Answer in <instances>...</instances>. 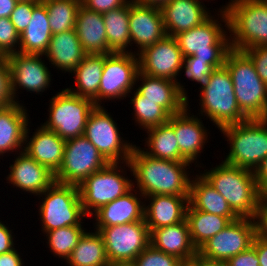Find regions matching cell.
Masks as SVG:
<instances>
[{"label": "cell", "instance_id": "51", "mask_svg": "<svg viewBox=\"0 0 267 266\" xmlns=\"http://www.w3.org/2000/svg\"><path fill=\"white\" fill-rule=\"evenodd\" d=\"M259 191L263 194L267 190V156L254 171Z\"/></svg>", "mask_w": 267, "mask_h": 266}, {"label": "cell", "instance_id": "50", "mask_svg": "<svg viewBox=\"0 0 267 266\" xmlns=\"http://www.w3.org/2000/svg\"><path fill=\"white\" fill-rule=\"evenodd\" d=\"M21 251L18 252L16 248L13 250L0 254V266H25Z\"/></svg>", "mask_w": 267, "mask_h": 266}, {"label": "cell", "instance_id": "25", "mask_svg": "<svg viewBox=\"0 0 267 266\" xmlns=\"http://www.w3.org/2000/svg\"><path fill=\"white\" fill-rule=\"evenodd\" d=\"M151 245L180 259L184 264L197 259V249L192 244L187 220L154 229L150 233Z\"/></svg>", "mask_w": 267, "mask_h": 266}, {"label": "cell", "instance_id": "32", "mask_svg": "<svg viewBox=\"0 0 267 266\" xmlns=\"http://www.w3.org/2000/svg\"><path fill=\"white\" fill-rule=\"evenodd\" d=\"M189 204L194 209L206 213L224 217H238L225 198L198 173L191 178Z\"/></svg>", "mask_w": 267, "mask_h": 266}, {"label": "cell", "instance_id": "28", "mask_svg": "<svg viewBox=\"0 0 267 266\" xmlns=\"http://www.w3.org/2000/svg\"><path fill=\"white\" fill-rule=\"evenodd\" d=\"M86 53L78 39L75 29L52 34L47 51L43 57L49 65L62 73H70L80 64ZM64 71V72H63Z\"/></svg>", "mask_w": 267, "mask_h": 266}, {"label": "cell", "instance_id": "2", "mask_svg": "<svg viewBox=\"0 0 267 266\" xmlns=\"http://www.w3.org/2000/svg\"><path fill=\"white\" fill-rule=\"evenodd\" d=\"M210 170L199 172L228 202L239 218L253 219L262 194L258 189L254 171L220 161Z\"/></svg>", "mask_w": 267, "mask_h": 266}, {"label": "cell", "instance_id": "30", "mask_svg": "<svg viewBox=\"0 0 267 266\" xmlns=\"http://www.w3.org/2000/svg\"><path fill=\"white\" fill-rule=\"evenodd\" d=\"M105 54H86L80 64L70 73L74 75L76 88L65 89L77 96L89 98L98 106V89L102 78Z\"/></svg>", "mask_w": 267, "mask_h": 266}, {"label": "cell", "instance_id": "13", "mask_svg": "<svg viewBox=\"0 0 267 266\" xmlns=\"http://www.w3.org/2000/svg\"><path fill=\"white\" fill-rule=\"evenodd\" d=\"M109 162L84 136L66 140L61 167L54 174L58 183L80 186L91 174L106 167Z\"/></svg>", "mask_w": 267, "mask_h": 266}, {"label": "cell", "instance_id": "38", "mask_svg": "<svg viewBox=\"0 0 267 266\" xmlns=\"http://www.w3.org/2000/svg\"><path fill=\"white\" fill-rule=\"evenodd\" d=\"M47 9L52 34L75 29L81 0H42Z\"/></svg>", "mask_w": 267, "mask_h": 266}, {"label": "cell", "instance_id": "6", "mask_svg": "<svg viewBox=\"0 0 267 266\" xmlns=\"http://www.w3.org/2000/svg\"><path fill=\"white\" fill-rule=\"evenodd\" d=\"M224 66L229 71L240 110L249 118H267V85L259 77L250 57L231 48Z\"/></svg>", "mask_w": 267, "mask_h": 266}, {"label": "cell", "instance_id": "19", "mask_svg": "<svg viewBox=\"0 0 267 266\" xmlns=\"http://www.w3.org/2000/svg\"><path fill=\"white\" fill-rule=\"evenodd\" d=\"M129 30L131 47L138 55L166 36L160 7L141 5L129 1Z\"/></svg>", "mask_w": 267, "mask_h": 266}, {"label": "cell", "instance_id": "33", "mask_svg": "<svg viewBox=\"0 0 267 266\" xmlns=\"http://www.w3.org/2000/svg\"><path fill=\"white\" fill-rule=\"evenodd\" d=\"M145 133L144 148L140 147L145 154L155 159L188 162L180 154L174 129L168 123L151 127Z\"/></svg>", "mask_w": 267, "mask_h": 266}, {"label": "cell", "instance_id": "12", "mask_svg": "<svg viewBox=\"0 0 267 266\" xmlns=\"http://www.w3.org/2000/svg\"><path fill=\"white\" fill-rule=\"evenodd\" d=\"M104 106H95L89 114L84 136L109 163L129 161L136 144L124 140L112 114Z\"/></svg>", "mask_w": 267, "mask_h": 266}, {"label": "cell", "instance_id": "60", "mask_svg": "<svg viewBox=\"0 0 267 266\" xmlns=\"http://www.w3.org/2000/svg\"><path fill=\"white\" fill-rule=\"evenodd\" d=\"M197 1L204 3V2H203L204 0H197ZM206 1H207V0H206ZM211 1H213V0H211Z\"/></svg>", "mask_w": 267, "mask_h": 266}, {"label": "cell", "instance_id": "5", "mask_svg": "<svg viewBox=\"0 0 267 266\" xmlns=\"http://www.w3.org/2000/svg\"><path fill=\"white\" fill-rule=\"evenodd\" d=\"M217 11L227 13L230 47L246 50L267 45V0H229Z\"/></svg>", "mask_w": 267, "mask_h": 266}, {"label": "cell", "instance_id": "3", "mask_svg": "<svg viewBox=\"0 0 267 266\" xmlns=\"http://www.w3.org/2000/svg\"><path fill=\"white\" fill-rule=\"evenodd\" d=\"M214 14L218 16L211 15L201 25L183 31L174 38L184 58L206 61L214 69H218L224 66L226 55L231 47L227 13Z\"/></svg>", "mask_w": 267, "mask_h": 266}, {"label": "cell", "instance_id": "57", "mask_svg": "<svg viewBox=\"0 0 267 266\" xmlns=\"http://www.w3.org/2000/svg\"><path fill=\"white\" fill-rule=\"evenodd\" d=\"M17 2H23V1H33V2H41L42 0H16Z\"/></svg>", "mask_w": 267, "mask_h": 266}, {"label": "cell", "instance_id": "27", "mask_svg": "<svg viewBox=\"0 0 267 266\" xmlns=\"http://www.w3.org/2000/svg\"><path fill=\"white\" fill-rule=\"evenodd\" d=\"M135 89L142 95V100L156 102L170 115L187 106V98L177 89L176 82L167 78L151 77L139 71Z\"/></svg>", "mask_w": 267, "mask_h": 266}, {"label": "cell", "instance_id": "58", "mask_svg": "<svg viewBox=\"0 0 267 266\" xmlns=\"http://www.w3.org/2000/svg\"><path fill=\"white\" fill-rule=\"evenodd\" d=\"M262 198L267 201V190L262 194Z\"/></svg>", "mask_w": 267, "mask_h": 266}, {"label": "cell", "instance_id": "22", "mask_svg": "<svg viewBox=\"0 0 267 266\" xmlns=\"http://www.w3.org/2000/svg\"><path fill=\"white\" fill-rule=\"evenodd\" d=\"M144 196L136 189L132 188L123 196L101 206L95 211L93 227H110L122 225L130 222L145 221V201Z\"/></svg>", "mask_w": 267, "mask_h": 266}, {"label": "cell", "instance_id": "1", "mask_svg": "<svg viewBox=\"0 0 267 266\" xmlns=\"http://www.w3.org/2000/svg\"><path fill=\"white\" fill-rule=\"evenodd\" d=\"M133 187L144 197L150 195L189 196L190 162L155 159L135 145L129 158ZM135 180V181H134ZM136 183V184H135ZM137 185V186H136ZM136 186V187H135Z\"/></svg>", "mask_w": 267, "mask_h": 266}, {"label": "cell", "instance_id": "24", "mask_svg": "<svg viewBox=\"0 0 267 266\" xmlns=\"http://www.w3.org/2000/svg\"><path fill=\"white\" fill-rule=\"evenodd\" d=\"M29 119L28 110L22 102L0 108V159L5 154L23 152Z\"/></svg>", "mask_w": 267, "mask_h": 266}, {"label": "cell", "instance_id": "11", "mask_svg": "<svg viewBox=\"0 0 267 266\" xmlns=\"http://www.w3.org/2000/svg\"><path fill=\"white\" fill-rule=\"evenodd\" d=\"M94 229L103 238L111 266H129L151 243L150 230L145 221Z\"/></svg>", "mask_w": 267, "mask_h": 266}, {"label": "cell", "instance_id": "31", "mask_svg": "<svg viewBox=\"0 0 267 266\" xmlns=\"http://www.w3.org/2000/svg\"><path fill=\"white\" fill-rule=\"evenodd\" d=\"M52 37L46 6L39 2L32 12V19L20 34L19 53L42 54L47 51Z\"/></svg>", "mask_w": 267, "mask_h": 266}, {"label": "cell", "instance_id": "44", "mask_svg": "<svg viewBox=\"0 0 267 266\" xmlns=\"http://www.w3.org/2000/svg\"><path fill=\"white\" fill-rule=\"evenodd\" d=\"M14 102V96L11 90L10 67L6 59L0 61V108Z\"/></svg>", "mask_w": 267, "mask_h": 266}, {"label": "cell", "instance_id": "35", "mask_svg": "<svg viewBox=\"0 0 267 266\" xmlns=\"http://www.w3.org/2000/svg\"><path fill=\"white\" fill-rule=\"evenodd\" d=\"M88 230L79 239L77 246L66 259L69 266H111L105 244L98 231Z\"/></svg>", "mask_w": 267, "mask_h": 266}, {"label": "cell", "instance_id": "53", "mask_svg": "<svg viewBox=\"0 0 267 266\" xmlns=\"http://www.w3.org/2000/svg\"><path fill=\"white\" fill-rule=\"evenodd\" d=\"M16 4V0H0V18H9Z\"/></svg>", "mask_w": 267, "mask_h": 266}, {"label": "cell", "instance_id": "34", "mask_svg": "<svg viewBox=\"0 0 267 266\" xmlns=\"http://www.w3.org/2000/svg\"><path fill=\"white\" fill-rule=\"evenodd\" d=\"M239 217H224L194 209L190 204L186 211V220L192 244L198 250L211 237L227 227Z\"/></svg>", "mask_w": 267, "mask_h": 266}, {"label": "cell", "instance_id": "40", "mask_svg": "<svg viewBox=\"0 0 267 266\" xmlns=\"http://www.w3.org/2000/svg\"><path fill=\"white\" fill-rule=\"evenodd\" d=\"M184 263L163 251L155 249L151 244L142 251L129 266H183Z\"/></svg>", "mask_w": 267, "mask_h": 266}, {"label": "cell", "instance_id": "43", "mask_svg": "<svg viewBox=\"0 0 267 266\" xmlns=\"http://www.w3.org/2000/svg\"><path fill=\"white\" fill-rule=\"evenodd\" d=\"M38 3L39 2H33V1L17 2L14 10L10 14L9 19L15 26V29L19 33V35L29 25L30 20L32 19L33 8Z\"/></svg>", "mask_w": 267, "mask_h": 266}, {"label": "cell", "instance_id": "9", "mask_svg": "<svg viewBox=\"0 0 267 266\" xmlns=\"http://www.w3.org/2000/svg\"><path fill=\"white\" fill-rule=\"evenodd\" d=\"M127 167L131 168L129 161L109 163L80 184L81 203L87 216L91 217L101 206L123 196L133 188V180L127 176Z\"/></svg>", "mask_w": 267, "mask_h": 266}, {"label": "cell", "instance_id": "15", "mask_svg": "<svg viewBox=\"0 0 267 266\" xmlns=\"http://www.w3.org/2000/svg\"><path fill=\"white\" fill-rule=\"evenodd\" d=\"M255 236L253 219L238 218L204 243L197 250V258L226 262L240 252L249 249Z\"/></svg>", "mask_w": 267, "mask_h": 266}, {"label": "cell", "instance_id": "41", "mask_svg": "<svg viewBox=\"0 0 267 266\" xmlns=\"http://www.w3.org/2000/svg\"><path fill=\"white\" fill-rule=\"evenodd\" d=\"M20 35L8 17L0 18V49L7 56L19 51Z\"/></svg>", "mask_w": 267, "mask_h": 266}, {"label": "cell", "instance_id": "29", "mask_svg": "<svg viewBox=\"0 0 267 266\" xmlns=\"http://www.w3.org/2000/svg\"><path fill=\"white\" fill-rule=\"evenodd\" d=\"M75 30L86 54H111L102 13L79 7Z\"/></svg>", "mask_w": 267, "mask_h": 266}, {"label": "cell", "instance_id": "47", "mask_svg": "<svg viewBox=\"0 0 267 266\" xmlns=\"http://www.w3.org/2000/svg\"><path fill=\"white\" fill-rule=\"evenodd\" d=\"M257 238L267 241V201L260 199L253 217Z\"/></svg>", "mask_w": 267, "mask_h": 266}, {"label": "cell", "instance_id": "8", "mask_svg": "<svg viewBox=\"0 0 267 266\" xmlns=\"http://www.w3.org/2000/svg\"><path fill=\"white\" fill-rule=\"evenodd\" d=\"M39 201V221L41 231L45 232L73 225H80L88 217L82 207L79 187L53 182L37 196Z\"/></svg>", "mask_w": 267, "mask_h": 266}, {"label": "cell", "instance_id": "36", "mask_svg": "<svg viewBox=\"0 0 267 266\" xmlns=\"http://www.w3.org/2000/svg\"><path fill=\"white\" fill-rule=\"evenodd\" d=\"M108 48L115 53H133L129 30V2L103 13Z\"/></svg>", "mask_w": 267, "mask_h": 266}, {"label": "cell", "instance_id": "21", "mask_svg": "<svg viewBox=\"0 0 267 266\" xmlns=\"http://www.w3.org/2000/svg\"><path fill=\"white\" fill-rule=\"evenodd\" d=\"M30 124L31 121L26 128L23 151L55 174L62 165L66 140L55 131L46 129L42 124L32 133L29 129ZM31 133L32 135L29 136Z\"/></svg>", "mask_w": 267, "mask_h": 266}, {"label": "cell", "instance_id": "7", "mask_svg": "<svg viewBox=\"0 0 267 266\" xmlns=\"http://www.w3.org/2000/svg\"><path fill=\"white\" fill-rule=\"evenodd\" d=\"M219 131L229 145L225 163L255 171L267 156V118H251Z\"/></svg>", "mask_w": 267, "mask_h": 266}, {"label": "cell", "instance_id": "10", "mask_svg": "<svg viewBox=\"0 0 267 266\" xmlns=\"http://www.w3.org/2000/svg\"><path fill=\"white\" fill-rule=\"evenodd\" d=\"M49 101V117L41 124L65 140L82 136L89 114L96 106L94 101L74 95L65 88L57 91Z\"/></svg>", "mask_w": 267, "mask_h": 266}, {"label": "cell", "instance_id": "55", "mask_svg": "<svg viewBox=\"0 0 267 266\" xmlns=\"http://www.w3.org/2000/svg\"><path fill=\"white\" fill-rule=\"evenodd\" d=\"M193 263L196 266H228L226 262L207 261V260L199 259V258H197Z\"/></svg>", "mask_w": 267, "mask_h": 266}, {"label": "cell", "instance_id": "4", "mask_svg": "<svg viewBox=\"0 0 267 266\" xmlns=\"http://www.w3.org/2000/svg\"><path fill=\"white\" fill-rule=\"evenodd\" d=\"M198 89L197 115L209 118L218 130L249 119L238 106L232 78L225 66L215 69Z\"/></svg>", "mask_w": 267, "mask_h": 266}, {"label": "cell", "instance_id": "46", "mask_svg": "<svg viewBox=\"0 0 267 266\" xmlns=\"http://www.w3.org/2000/svg\"><path fill=\"white\" fill-rule=\"evenodd\" d=\"M129 1L130 0H81V5L88 10L103 14L125 6Z\"/></svg>", "mask_w": 267, "mask_h": 266}, {"label": "cell", "instance_id": "48", "mask_svg": "<svg viewBox=\"0 0 267 266\" xmlns=\"http://www.w3.org/2000/svg\"><path fill=\"white\" fill-rule=\"evenodd\" d=\"M226 263L228 266H259L256 249L253 246L228 259Z\"/></svg>", "mask_w": 267, "mask_h": 266}, {"label": "cell", "instance_id": "39", "mask_svg": "<svg viewBox=\"0 0 267 266\" xmlns=\"http://www.w3.org/2000/svg\"><path fill=\"white\" fill-rule=\"evenodd\" d=\"M82 222L80 225L66 226L44 233V237L50 252L54 257L65 260L75 249L79 239L87 231Z\"/></svg>", "mask_w": 267, "mask_h": 266}, {"label": "cell", "instance_id": "20", "mask_svg": "<svg viewBox=\"0 0 267 266\" xmlns=\"http://www.w3.org/2000/svg\"><path fill=\"white\" fill-rule=\"evenodd\" d=\"M14 156L13 164H9L10 172L5 177L7 183L12 184L11 188L15 187L24 194L29 193L37 197L55 182L54 173L46 166L37 163L24 151Z\"/></svg>", "mask_w": 267, "mask_h": 266}, {"label": "cell", "instance_id": "52", "mask_svg": "<svg viewBox=\"0 0 267 266\" xmlns=\"http://www.w3.org/2000/svg\"><path fill=\"white\" fill-rule=\"evenodd\" d=\"M252 246L256 249L259 266H267V241L255 236Z\"/></svg>", "mask_w": 267, "mask_h": 266}, {"label": "cell", "instance_id": "56", "mask_svg": "<svg viewBox=\"0 0 267 266\" xmlns=\"http://www.w3.org/2000/svg\"><path fill=\"white\" fill-rule=\"evenodd\" d=\"M7 59V56L0 49V61H4Z\"/></svg>", "mask_w": 267, "mask_h": 266}, {"label": "cell", "instance_id": "45", "mask_svg": "<svg viewBox=\"0 0 267 266\" xmlns=\"http://www.w3.org/2000/svg\"><path fill=\"white\" fill-rule=\"evenodd\" d=\"M253 62L261 80L267 85V45L243 50Z\"/></svg>", "mask_w": 267, "mask_h": 266}, {"label": "cell", "instance_id": "17", "mask_svg": "<svg viewBox=\"0 0 267 266\" xmlns=\"http://www.w3.org/2000/svg\"><path fill=\"white\" fill-rule=\"evenodd\" d=\"M42 57V54L19 52L7 55L11 75V90L16 103H20L19 89L42 96L44 91L52 87L51 71Z\"/></svg>", "mask_w": 267, "mask_h": 266}, {"label": "cell", "instance_id": "18", "mask_svg": "<svg viewBox=\"0 0 267 266\" xmlns=\"http://www.w3.org/2000/svg\"><path fill=\"white\" fill-rule=\"evenodd\" d=\"M189 104L187 102V106L181 112L171 115L167 123L174 129L180 154L191 164L195 162V168H205L203 163V166L201 165L199 157L205 151V143L209 142L210 132L204 126L202 117L191 114Z\"/></svg>", "mask_w": 267, "mask_h": 266}, {"label": "cell", "instance_id": "23", "mask_svg": "<svg viewBox=\"0 0 267 266\" xmlns=\"http://www.w3.org/2000/svg\"><path fill=\"white\" fill-rule=\"evenodd\" d=\"M197 0H170L160 9L167 36L175 35L201 25L211 15V10Z\"/></svg>", "mask_w": 267, "mask_h": 266}, {"label": "cell", "instance_id": "26", "mask_svg": "<svg viewBox=\"0 0 267 266\" xmlns=\"http://www.w3.org/2000/svg\"><path fill=\"white\" fill-rule=\"evenodd\" d=\"M144 201V219L150 233L154 229L186 220L189 196L150 195L144 197Z\"/></svg>", "mask_w": 267, "mask_h": 266}, {"label": "cell", "instance_id": "59", "mask_svg": "<svg viewBox=\"0 0 267 266\" xmlns=\"http://www.w3.org/2000/svg\"><path fill=\"white\" fill-rule=\"evenodd\" d=\"M183 266H196L194 263H187V264H184Z\"/></svg>", "mask_w": 267, "mask_h": 266}, {"label": "cell", "instance_id": "42", "mask_svg": "<svg viewBox=\"0 0 267 266\" xmlns=\"http://www.w3.org/2000/svg\"><path fill=\"white\" fill-rule=\"evenodd\" d=\"M183 70V71H182ZM215 69L206 61L202 60H189L187 57L184 58L183 65L180 68V75L184 72V75L190 81L200 84V86L205 83L208 77ZM182 71V73H181Z\"/></svg>", "mask_w": 267, "mask_h": 266}, {"label": "cell", "instance_id": "14", "mask_svg": "<svg viewBox=\"0 0 267 266\" xmlns=\"http://www.w3.org/2000/svg\"><path fill=\"white\" fill-rule=\"evenodd\" d=\"M139 57L134 53L105 54L102 78L98 89V106L103 102L126 99L134 90L139 73ZM105 100V101H104ZM103 101V102H102Z\"/></svg>", "mask_w": 267, "mask_h": 266}, {"label": "cell", "instance_id": "49", "mask_svg": "<svg viewBox=\"0 0 267 266\" xmlns=\"http://www.w3.org/2000/svg\"><path fill=\"white\" fill-rule=\"evenodd\" d=\"M7 224H5V221L2 222L0 220V254L9 252L17 247L15 245H17L16 242L18 240L15 241L14 239L16 235L13 233V229H10Z\"/></svg>", "mask_w": 267, "mask_h": 266}, {"label": "cell", "instance_id": "54", "mask_svg": "<svg viewBox=\"0 0 267 266\" xmlns=\"http://www.w3.org/2000/svg\"><path fill=\"white\" fill-rule=\"evenodd\" d=\"M130 1L141 5L161 7L163 4L168 3L170 0H130Z\"/></svg>", "mask_w": 267, "mask_h": 266}, {"label": "cell", "instance_id": "37", "mask_svg": "<svg viewBox=\"0 0 267 266\" xmlns=\"http://www.w3.org/2000/svg\"><path fill=\"white\" fill-rule=\"evenodd\" d=\"M134 91V92H133ZM128 95L130 103L133 108L131 113L134 117L136 126L140 130H147L151 127L165 124L169 121L170 114L156 102L151 100H142V95L134 88ZM130 94L132 96H130Z\"/></svg>", "mask_w": 267, "mask_h": 266}, {"label": "cell", "instance_id": "16", "mask_svg": "<svg viewBox=\"0 0 267 266\" xmlns=\"http://www.w3.org/2000/svg\"><path fill=\"white\" fill-rule=\"evenodd\" d=\"M140 72L159 78H167L176 82L177 89L187 98L188 90L181 84L178 75L183 65L184 57L176 39L172 36H165L154 45L146 47L138 54Z\"/></svg>", "mask_w": 267, "mask_h": 266}]
</instances>
